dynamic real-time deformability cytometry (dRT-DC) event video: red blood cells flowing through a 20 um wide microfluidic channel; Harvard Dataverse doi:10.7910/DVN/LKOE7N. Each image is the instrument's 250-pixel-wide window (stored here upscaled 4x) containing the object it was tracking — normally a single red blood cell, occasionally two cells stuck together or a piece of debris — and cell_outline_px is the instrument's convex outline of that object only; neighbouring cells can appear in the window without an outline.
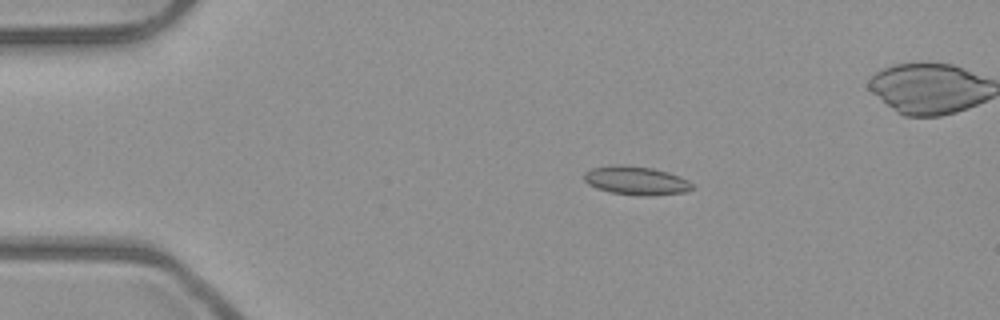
{"species": "common noctule bat (a hibernating species)", "species_latin": "Nyctalus noctula", "temperature_condition": "room temperature", "stored_images_in_passage": 6, "camera_frame_rate_fps": 3000, "um_per_image_px": 0.085, "animal": {"sex": "male", "body_mass_g": 23.1, "forearm_length_mm": 52.7}, "frame": {"image": 1, "passage_image": 3, "time_ms": 0.667, "image_size_px": [1000, 320], "cell_outline_px": [[692, 188], [684, 192], [648, 196], [636, 196], [612, 192], [596, 188], [588, 184], [584, 180], [584, 172], [592, 168], [616, 164], [620, 164], [652, 168], [668, 172], [680, 176], [688, 180], [692, 184]], "centroid_in_image_um": [54.04, 15.35], "position_along_channel_um": 31.0, "area_um2": 18.03}}
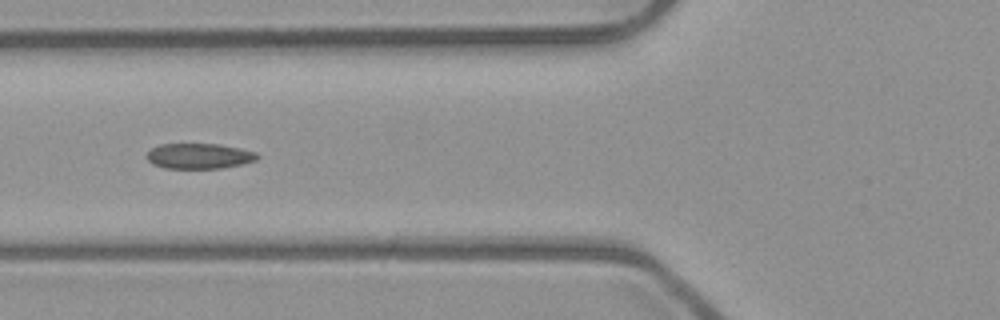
{"frame": {"image": 2, "passage_image": 6, "time_ms": 1.667, "image_size_px": [1000, 320], "cell_outline_px": [[260, 156], [256, 160], [240, 164], [220, 168], [164, 168], [152, 164], [148, 160], [148, 152], [152, 148], [160, 144], [220, 144], [240, 148], [256, 152]], "centroid_in_image_um": [16.93, 13.26], "position_along_channel_um": 108.9, "area_um2": 16.24}}